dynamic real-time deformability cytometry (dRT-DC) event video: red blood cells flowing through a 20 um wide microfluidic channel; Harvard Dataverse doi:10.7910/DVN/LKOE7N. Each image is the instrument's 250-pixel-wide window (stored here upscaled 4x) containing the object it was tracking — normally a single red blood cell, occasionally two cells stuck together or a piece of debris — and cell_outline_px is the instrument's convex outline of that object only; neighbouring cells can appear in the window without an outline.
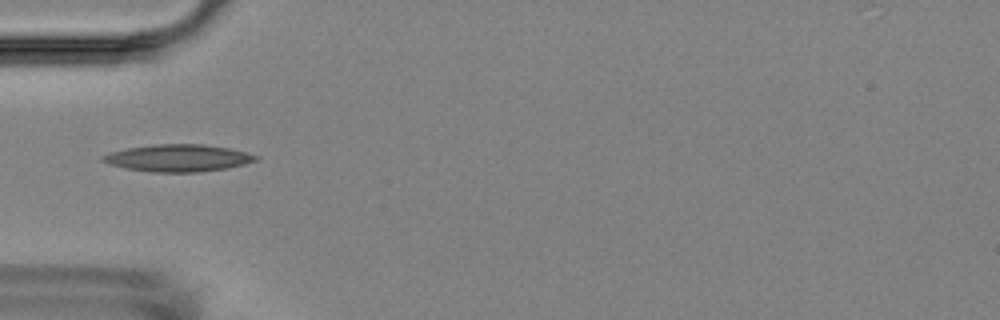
{"species": "Egyptian fruit bat (a non-hibernating species)", "species_latin": "Rousettus aegyptiacus", "temperature_condition": "room temperature", "stored_images_in_passage": 2, "camera_frame_rate_fps": 3000, "um_per_image_px": 0.085, "animal": {"sex": "female"}, "frame": {"image": 1, "passage_image": 2, "time_ms": 1.0, "image_size_px": [1000, 320], "cell_outline_px": [[260, 156], [256, 160], [244, 164], [224, 168], [200, 172], [152, 172], [128, 168], [112, 164], [100, 160], [100, 156], [112, 152], [128, 148], [152, 144], [204, 144], [228, 148]], "centroid_in_image_um": [15.14, 13.42], "position_along_channel_um": 69.9, "area_um2": 23.87}}